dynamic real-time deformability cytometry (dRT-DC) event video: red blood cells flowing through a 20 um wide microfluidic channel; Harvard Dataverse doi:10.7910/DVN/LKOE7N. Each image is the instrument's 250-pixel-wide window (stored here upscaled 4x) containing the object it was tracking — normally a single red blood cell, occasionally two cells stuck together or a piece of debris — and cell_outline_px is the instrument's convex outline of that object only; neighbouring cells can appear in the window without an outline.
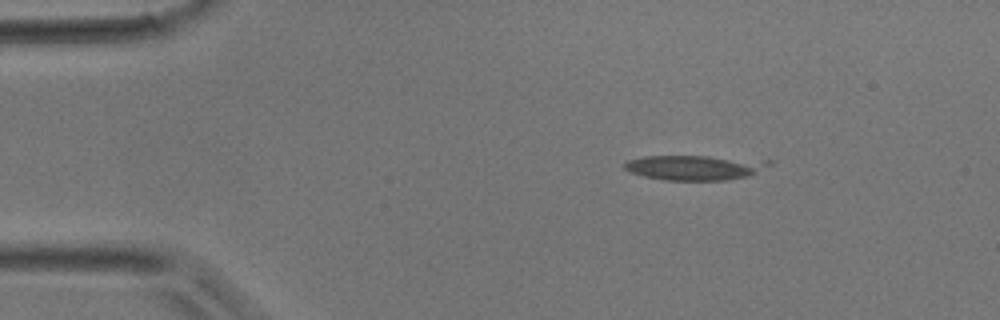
{"species": "common noctule bat (a hibernating species)", "species_latin": "Nyctalus noctula", "temperature_condition": "room temperature", "stored_images_in_passage": 4, "camera_frame_rate_fps": 3000, "um_per_image_px": 0.085, "animal": {"sex": "male", "body_mass_g": 17.9}, "frame": {"image": 1, "passage_image": 2, "time_ms": 1.333, "image_size_px": [1000, 320], "cell_outline_px": [[772, 164], [748, 176], [724, 180], [664, 180], [644, 176], [632, 172], [624, 168], [624, 164], [628, 160], [644, 156], [708, 156], [772, 160]], "centroid_in_image_um": [59.08, 14.23], "position_along_channel_um": 25.9, "area_um2": 20.87}}